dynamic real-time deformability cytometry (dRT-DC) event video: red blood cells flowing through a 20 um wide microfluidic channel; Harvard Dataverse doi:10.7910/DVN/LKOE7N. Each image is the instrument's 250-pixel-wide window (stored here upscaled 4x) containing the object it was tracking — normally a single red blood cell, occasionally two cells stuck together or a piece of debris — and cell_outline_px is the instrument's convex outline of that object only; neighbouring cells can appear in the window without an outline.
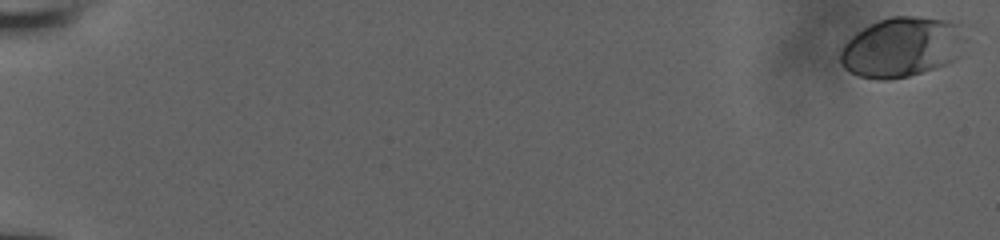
{"species": "human", "species_latin": "Homo sapiens", "temperature_condition": "room temperature", "stored_images_in_passage": 34, "camera_frame_rate_fps": 3000, "um_per_image_px": 0.085, "donor": {"sex": "male"}, "frame": {"image": 1, "passage_image": 1, "time_ms": 0.0, "image_size_px": [1000, 240], "cell_outline_px": [[964, 40], [960, 56], [936, 68], [908, 76], [888, 80], [880, 80], [860, 76], [844, 68], [840, 60], [840, 52], [844, 44], [856, 32], [880, 20], [892, 16], [920, 16], [948, 20], [964, 24]], "centroid_in_image_um": [76.7, 3.99], "position_along_channel_um": 8.3, "area_um2": 43.87}}
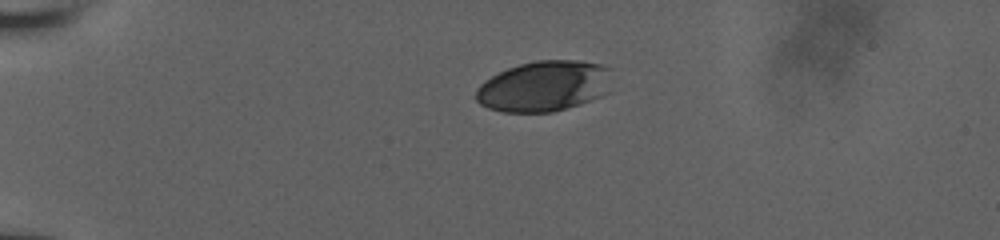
{"frame": {"image": 2, "passage_image": 33, "time_ms": 5.0, "image_size_px": [1000, 240], "cell_outline_px": [[612, 68], [608, 92], [600, 96], [580, 104], [552, 112], [500, 112], [488, 108], [480, 104], [472, 96], [476, 88], [484, 80], [508, 68], [520, 64], [536, 60], [580, 60], [600, 64]], "centroid_in_image_um": [46.23, 7.32], "position_along_channel_um": 38.8, "area_um2": 40.58}}